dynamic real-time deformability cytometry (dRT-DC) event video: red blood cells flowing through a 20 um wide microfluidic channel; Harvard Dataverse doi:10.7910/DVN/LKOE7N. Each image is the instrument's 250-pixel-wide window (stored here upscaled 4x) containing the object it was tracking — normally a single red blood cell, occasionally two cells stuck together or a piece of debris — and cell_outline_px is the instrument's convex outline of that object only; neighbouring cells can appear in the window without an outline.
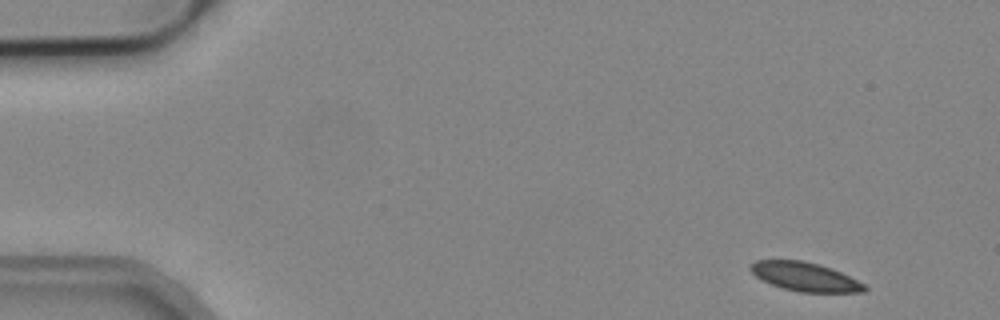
{"species": "common noctule bat (a hibernating species)", "species_latin": "Nyctalus noctula", "temperature_condition": "cold", "stored_images_in_passage": 4, "camera_frame_rate_fps": 3000, "um_per_image_px": 0.085, "animal": {"sex": "male", "body_mass_g": 19.2, "forearm_length_mm": 51.8}, "frame": {"image": 1, "passage_image": 1, "time_ms": 0.0, "image_size_px": [1000, 320], "cell_outline_px": [[868, 288], [864, 292], [800, 292], [784, 288], [772, 284], [756, 276], [748, 268], [756, 260], [804, 260], [820, 264], [832, 268], [864, 284]], "centroid_in_image_um": [68.43, 23.51], "position_along_channel_um": 16.6, "area_um2": 18.96}}
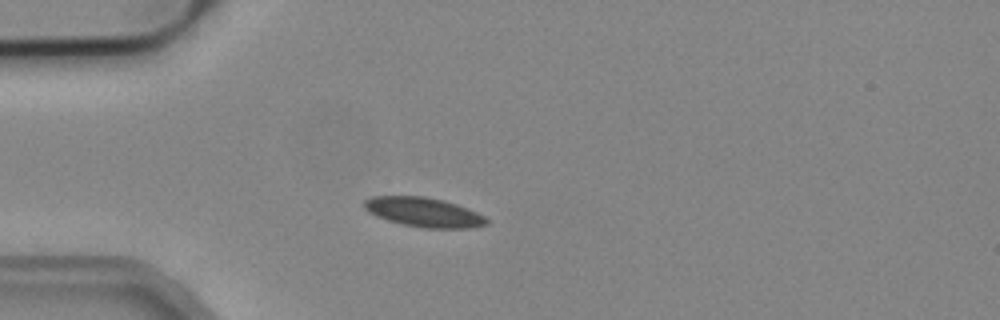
{"frame": {"image": 2, "passage_image": 4, "time_ms": 1.0, "image_size_px": [1000, 320], "cell_outline_px": [[488, 224], [472, 228], [424, 228], [404, 224], [388, 220], [376, 216], [368, 212], [364, 208], [364, 200], [372, 196], [424, 196], [444, 200], [456, 204], [476, 212], [484, 216], [488, 220]], "centroid_in_image_um": [36.01, 18.03], "position_along_channel_um": 49.0, "area_um2": 20.92}}